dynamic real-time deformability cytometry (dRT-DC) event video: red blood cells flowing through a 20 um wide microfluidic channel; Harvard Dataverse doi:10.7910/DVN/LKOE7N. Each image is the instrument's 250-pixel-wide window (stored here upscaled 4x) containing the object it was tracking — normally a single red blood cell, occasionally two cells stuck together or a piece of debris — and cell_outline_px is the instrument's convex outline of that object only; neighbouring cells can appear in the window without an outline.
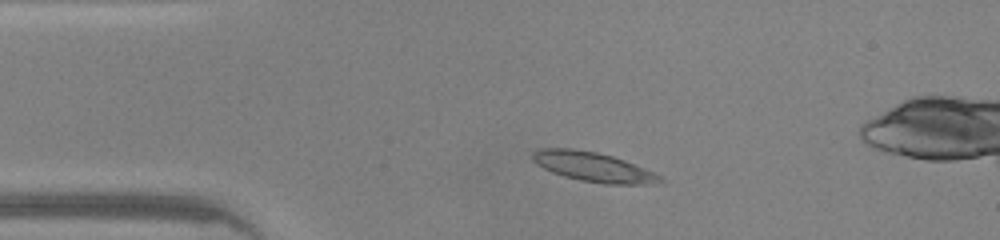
{"species": "common noctule bat (a hibernating species)", "species_latin": "Nyctalus noctula", "temperature_condition": "warm", "stored_images_in_passage": 44, "camera_frame_rate_fps": 3000, "um_per_image_px": 0.085, "animal": {"sex": "male", "body_mass_g": 20.0, "forearm_length_mm": 53.3}, "frame": {"image": 1, "passage_image": 6, "time_ms": 1.667, "image_size_px": [1000, 240], "cell_outline_px": [[664, 180], [644, 184], [604, 184], [580, 180], [564, 176], [552, 172], [536, 164], [532, 160], [532, 152], [540, 148], [572, 148], [596, 152], [612, 156], [624, 160], [644, 168], [660, 176]], "centroid_in_image_um": [50.35, 14.17], "position_along_channel_um": 34.6, "area_um2": 21.68}}
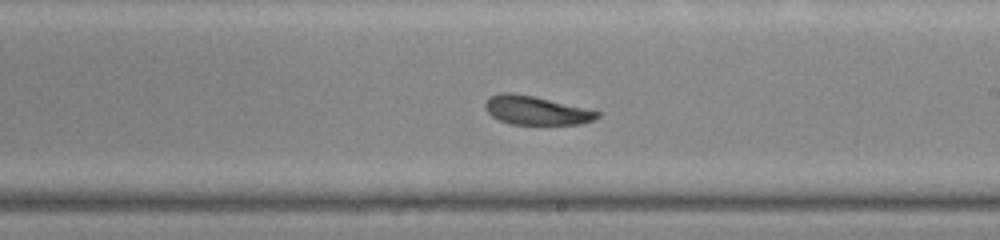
{"frame": {"image": 2, "passage_image": 23, "time_ms": 7.333, "image_size_px": [1000, 240], "cell_outline_px": [[600, 116], [592, 120], [580, 124], [512, 124], [500, 120], [492, 116], [488, 112], [484, 104], [492, 96], [504, 92], [508, 92], [532, 96], [600, 112]], "centroid_in_image_um": [45.56, 9.4], "position_along_channel_um": 243.4, "area_um2": 18.15}}
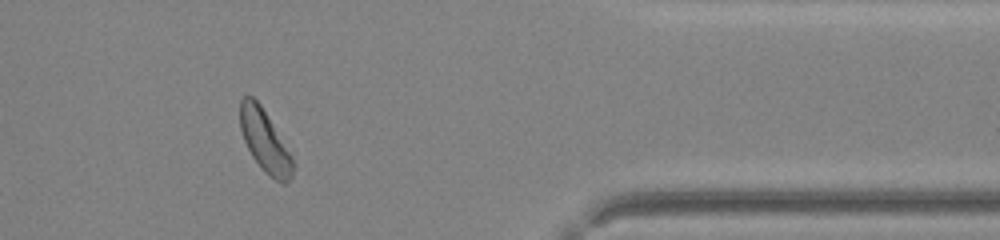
{"frame": {"image": 3, "passage_image": 35, "time_ms": 11.333, "image_size_px": [1000, 240], "cell_outline_px": [[296, 168], [292, 176], [284, 184], [268, 176], [264, 172], [252, 156], [244, 140], [240, 128], [240, 100], [244, 96], [252, 96], [260, 104], [292, 156]], "centroid_in_image_um": [22.52, 12.02], "position_along_channel_um": 388.9, "area_um2": 18.96}, "authors_computed_cell_mechanics": {"area_um2": 20.1144, "velocity_mm_per_s": 4.2645, "shape_relaxation_time_tau1_ms": 5.8303, "shape_relaxation_time_tau2_ms": 2.8428, "deformation_change_tau1": 0.1464, "deformation_change_tau2": 0.1019}}